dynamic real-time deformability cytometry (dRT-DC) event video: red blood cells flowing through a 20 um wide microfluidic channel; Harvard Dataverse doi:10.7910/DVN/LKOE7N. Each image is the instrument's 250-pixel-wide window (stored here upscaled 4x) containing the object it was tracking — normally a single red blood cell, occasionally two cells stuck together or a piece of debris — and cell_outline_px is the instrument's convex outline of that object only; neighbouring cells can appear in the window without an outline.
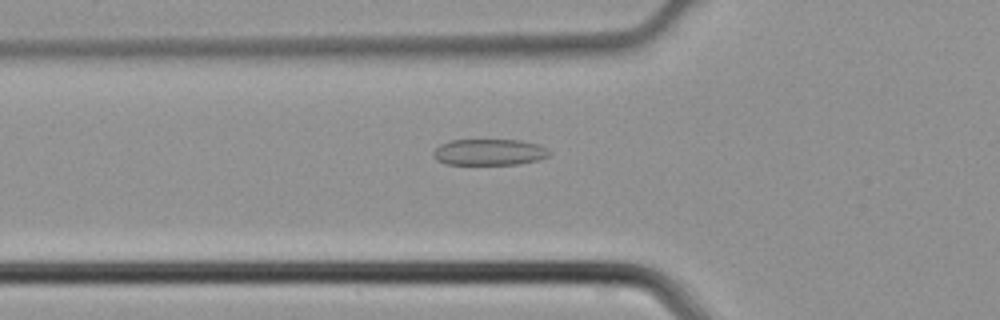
{"species": "common noctule bat (a hibernating species)", "species_latin": "Nyctalus noctula", "temperature_condition": "cold", "stored_images_in_passage": 43, "camera_frame_rate_fps": 3000, "um_per_image_px": 0.085, "animal": {"sex": "male", "body_mass_g": 21.5, "forearm_length_mm": 52.0}, "frame": {"image": 1, "passage_image": 14, "time_ms": 4.333, "image_size_px": [1000, 320], "cell_outline_px": [[552, 152], [548, 156], [536, 160], [516, 164], [444, 164], [436, 160], [432, 156], [432, 152], [440, 144], [452, 140], [520, 140], [540, 144], [548, 148]], "centroid_in_image_um": [41.58, 12.93], "position_along_channel_um": 84.2, "area_um2": 17.86}}
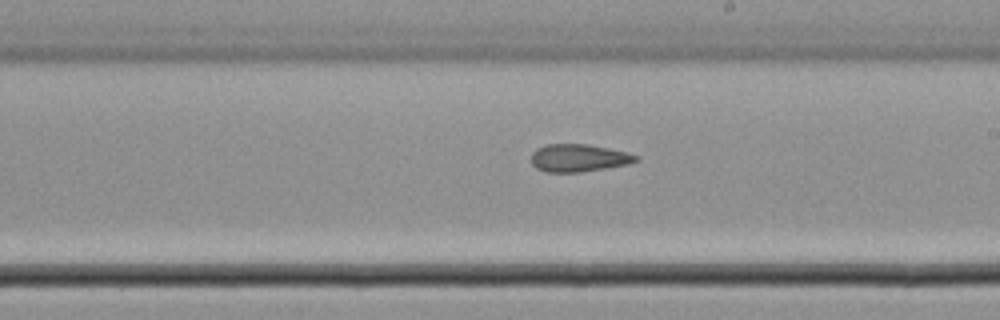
{"frame": {"image": 2, "passage_image": 24, "time_ms": 7.667, "image_size_px": [1000, 320], "cell_outline_px": [[640, 160], [628, 164], [608, 168], [580, 172], [544, 172], [536, 168], [532, 164], [532, 152], [536, 148], [548, 144], [588, 144], [628, 152], [636, 156]], "centroid_in_image_um": [49.18, 13.43], "position_along_channel_um": 239.8, "area_um2": 16.94}}
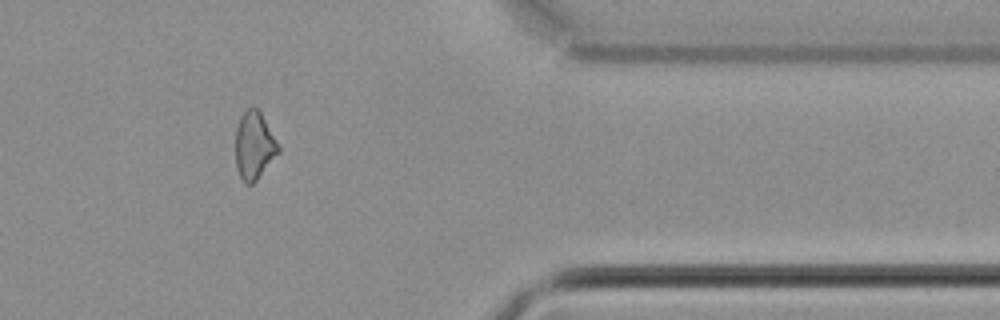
{"frame": {"image": 3, "passage_image": 35, "time_ms": 11.333, "image_size_px": [1000, 320], "cell_outline_px": [[280, 152], [256, 180], [252, 184], [244, 184], [236, 168], [236, 128], [240, 116], [248, 108], [256, 108], [260, 112], [280, 148]], "centroid_in_image_um": [21.59, 12.4], "position_along_channel_um": 389.8, "area_um2": 16.65}}